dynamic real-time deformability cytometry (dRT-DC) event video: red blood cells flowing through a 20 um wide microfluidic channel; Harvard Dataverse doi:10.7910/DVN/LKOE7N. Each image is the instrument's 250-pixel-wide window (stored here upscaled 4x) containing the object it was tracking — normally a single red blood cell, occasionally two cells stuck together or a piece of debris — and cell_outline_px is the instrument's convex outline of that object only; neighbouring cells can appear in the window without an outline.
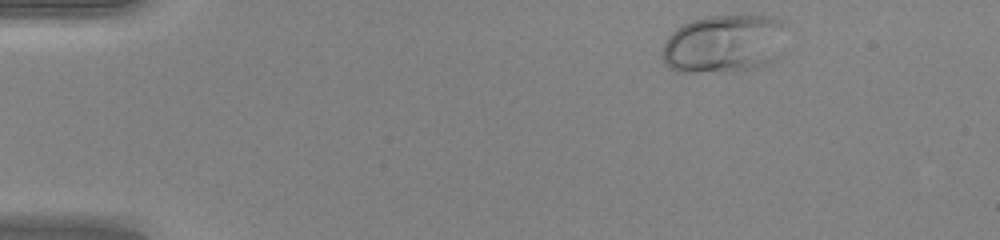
{"species": "human", "species_latin": "Homo sapiens", "temperature_condition": "warm", "stored_images_in_passage": 43, "camera_frame_rate_fps": 3000, "um_per_image_px": 0.085, "donor": {"sex": "female"}, "frame": {"image": 1, "passage_image": 1, "time_ms": 0.0, "image_size_px": [1000, 240], "cell_outline_px": [[784, 24], [768, 64], [756, 68], [736, 72], [676, 72], [660, 56], [664, 44], [668, 36], [676, 28], [692, 20], [708, 16], [772, 16], [784, 20]], "centroid_in_image_um": [61.41, 3.73], "position_along_channel_um": 23.6, "area_um2": 41.27}}
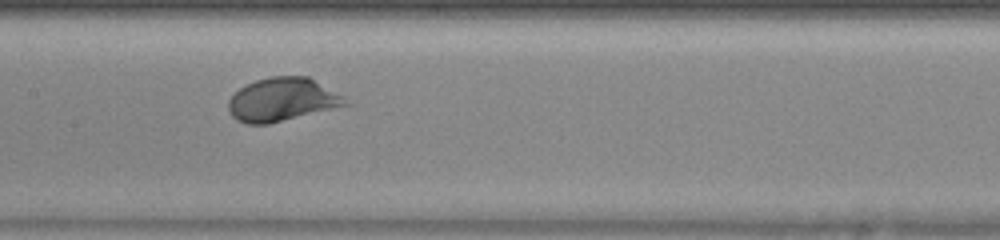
{"frame": {"image": 2, "passage_image": 19, "time_ms": 6.0, "image_size_px": [1000, 240], "cell_outline_px": [[352, 104], [268, 124], [248, 124], [236, 120], [232, 116], [228, 108], [228, 100], [240, 88], [256, 80], [272, 76], [308, 76], [344, 96]], "centroid_in_image_um": [24.01, 8.47], "position_along_channel_um": 183.4, "area_um2": 29.54}}
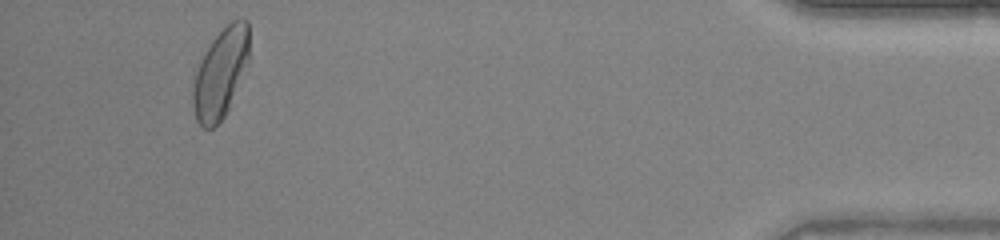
{"frame": {"image": 3, "passage_image": 40, "time_ms": 13.0, "image_size_px": [1000, 240], "cell_outline_px": [[248, 60], [228, 108], [224, 116], [212, 128], [204, 128], [196, 120], [192, 100], [192, 84], [200, 60], [212, 40], [232, 20], [248, 20]], "centroid_in_image_um": [18.71, 6.23], "position_along_channel_um": 416.5, "area_um2": 28.55}, "authors_computed_cell_mechanics": {"area_um2": 29.5936, "velocity_mm_per_s": 4.2418, "shape_relaxation_time_tau1_ms": 1.9791, "shape_relaxation_time_tau2_ms": null, "deformation_change_tau1": 0.1695, "deformation_change_tau2": null}}